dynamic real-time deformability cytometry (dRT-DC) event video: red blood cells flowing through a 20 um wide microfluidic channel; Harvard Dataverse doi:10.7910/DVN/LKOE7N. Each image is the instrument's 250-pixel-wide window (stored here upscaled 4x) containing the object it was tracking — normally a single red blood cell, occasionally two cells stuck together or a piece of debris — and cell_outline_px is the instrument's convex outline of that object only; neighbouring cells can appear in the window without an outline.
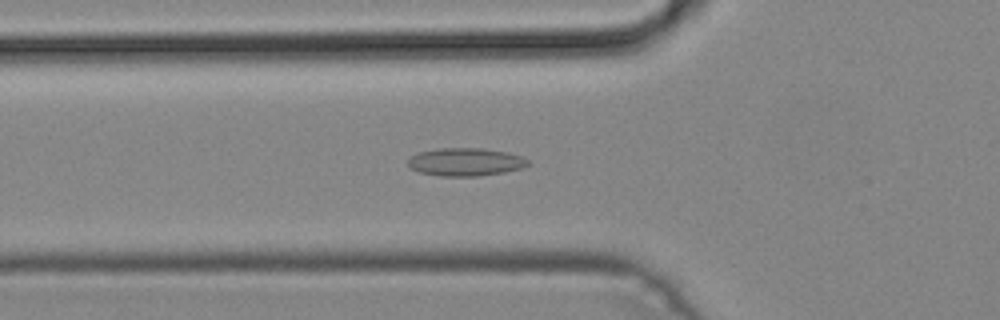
{"species": "common noctule bat (a hibernating species)", "species_latin": "Nyctalus noctula", "temperature_condition": "cold", "stored_images_in_passage": 37, "camera_frame_rate_fps": 3000, "um_per_image_px": 0.085, "animal": {"sex": "male", "body_mass_g": 19.2, "forearm_length_mm": 51.8}, "frame": {"image": 1, "passage_image": 6, "time_ms": 1.667, "image_size_px": [1000, 320], "cell_outline_px": [[532, 164], [520, 168], [504, 172], [476, 176], [440, 176], [420, 172], [408, 168], [408, 160], [416, 152], [440, 148], [484, 148], [508, 152], [524, 156]], "centroid_in_image_um": [39.58, 13.75], "position_along_channel_um": 86.2, "area_um2": 19.77}}
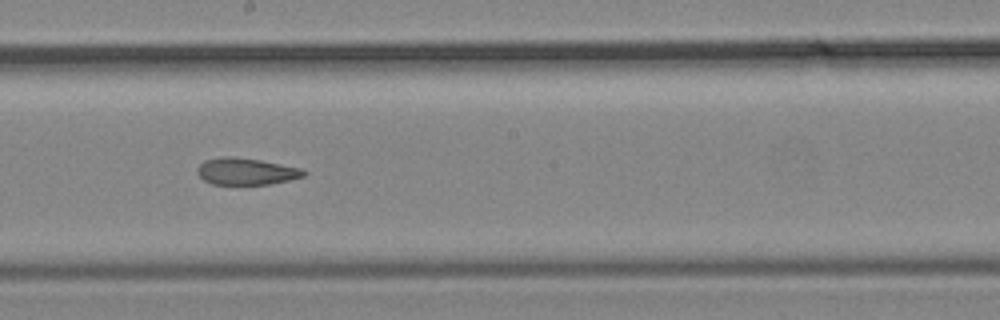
{"frame": {"image": 2, "passage_image": 16, "time_ms": 5.0, "image_size_px": [1000, 320], "cell_outline_px": [[308, 172], [304, 176], [288, 180], [268, 184], [212, 184], [204, 180], [196, 172], [196, 168], [204, 160], [224, 156], [232, 156], [260, 160], [304, 168]], "centroid_in_image_um": [20.93, 14.56], "position_along_channel_um": 227.3, "area_um2": 16.7}}
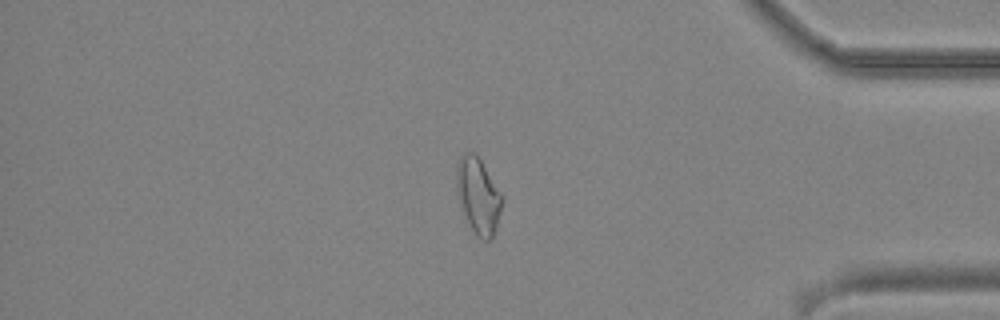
{"frame": {"image": 3, "passage_image": 30, "time_ms": 9.667, "image_size_px": [1000, 320], "cell_outline_px": [[504, 204], [492, 240], [480, 240], [472, 228], [464, 212], [456, 192], [456, 164], [460, 156], [468, 152], [476, 152], [504, 196]], "centroid_in_image_um": [40.68, 16.61], "position_along_channel_um": 394.5, "area_um2": 20.46}}